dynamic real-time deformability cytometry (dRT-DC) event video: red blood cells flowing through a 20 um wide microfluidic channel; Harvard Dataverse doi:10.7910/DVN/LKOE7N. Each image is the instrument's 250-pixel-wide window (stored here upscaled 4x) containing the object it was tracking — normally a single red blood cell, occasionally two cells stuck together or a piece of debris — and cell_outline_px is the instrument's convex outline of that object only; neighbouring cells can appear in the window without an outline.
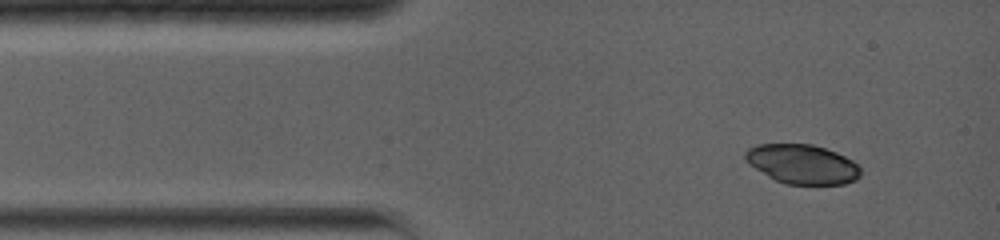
{"species": "common noctule bat (a hibernating species)", "species_latin": "Nyctalus noctula", "temperature_condition": "warm", "stored_images_in_passage": 9, "camera_frame_rate_fps": 5000, "um_per_image_px": 0.085, "animal": {"sex": "female", "body_mass_g": 19.0, "forearm_length_mm": 56.7}, "frame": {"image": 1, "passage_image": 1, "time_ms": 0.0, "image_size_px": [1000, 240], "cell_outline_px": [[860, 176], [856, 180], [844, 184], [784, 184], [768, 176], [748, 164], [744, 156], [744, 152], [748, 148], [756, 144], [812, 144], [836, 152], [852, 160], [860, 168]], "centroid_in_image_um": [68.17, 13.95], "position_along_channel_um": 16.8, "area_um2": 26.47}}
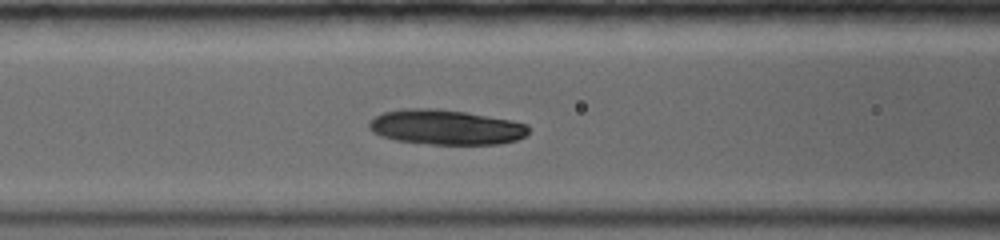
{"frame": {"image": 2, "passage_image": 6, "time_ms": 4.0, "image_size_px": [1000, 240], "cell_outline_px": [[528, 132], [524, 136], [516, 140], [500, 144], [432, 144], [396, 140], [380, 136], [372, 132], [368, 128], [368, 120], [384, 112], [400, 108], [436, 108], [464, 112], [512, 120], [528, 124]], "centroid_in_image_um": [37.85, 10.8], "position_along_channel_um": 128.7, "area_um2": 32.6}}